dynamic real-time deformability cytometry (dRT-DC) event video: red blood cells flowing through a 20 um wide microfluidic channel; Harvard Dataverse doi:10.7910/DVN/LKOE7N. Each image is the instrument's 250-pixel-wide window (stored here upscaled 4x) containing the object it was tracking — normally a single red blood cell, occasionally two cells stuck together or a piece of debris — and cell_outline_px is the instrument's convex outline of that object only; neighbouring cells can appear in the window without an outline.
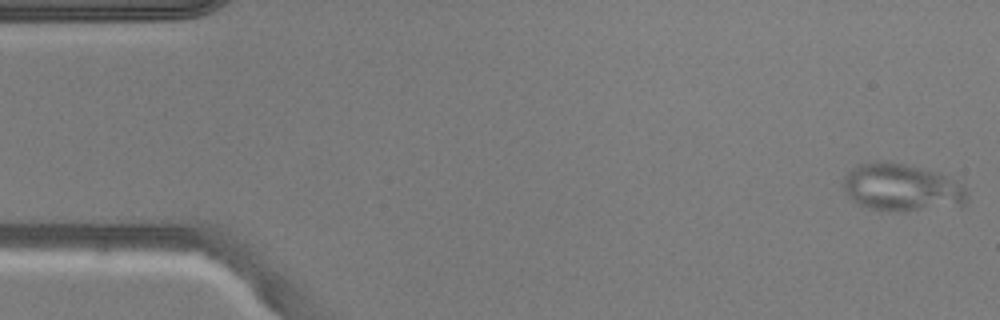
{"species": "common noctule bat (a hibernating species)", "species_latin": "Nyctalus noctula", "temperature_condition": "warm", "stored_images_in_passage": 51, "camera_frame_rate_fps": 3000, "um_per_image_px": 0.085, "animal": {"sex": "male", "body_mass_g": 20.5, "forearm_length_mm": 52.5}, "frame": {"image": 1, "passage_image": 1, "time_ms": 0.0, "image_size_px": [1000, 320], "cell_outline_px": [[968, 200], [960, 208], [900, 212], [872, 208], [860, 204], [852, 200], [844, 192], [840, 184], [844, 176], [856, 164], [888, 160], [940, 172], [960, 184], [968, 192]], "centroid_in_image_um": [76.68, 15.95], "position_along_channel_um": 8.3, "area_um2": 35.26}}
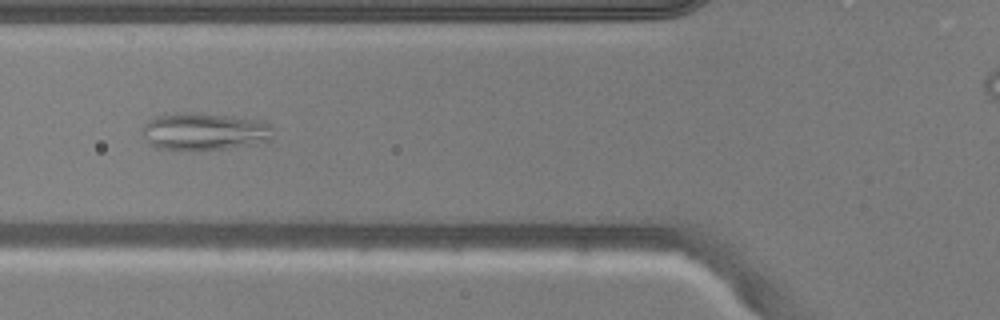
{"frame": {"image": 2, "passage_image": 18, "time_ms": 5.667, "image_size_px": [1000, 320], "cell_outline_px": [[272, 140], [252, 144], [224, 148], [156, 148], [148, 144], [140, 128], [148, 120], [156, 116], [192, 112], [264, 120], [272, 128]], "centroid_in_image_um": [17.37, 11.15], "position_along_channel_um": 108.4, "area_um2": 27.92}}
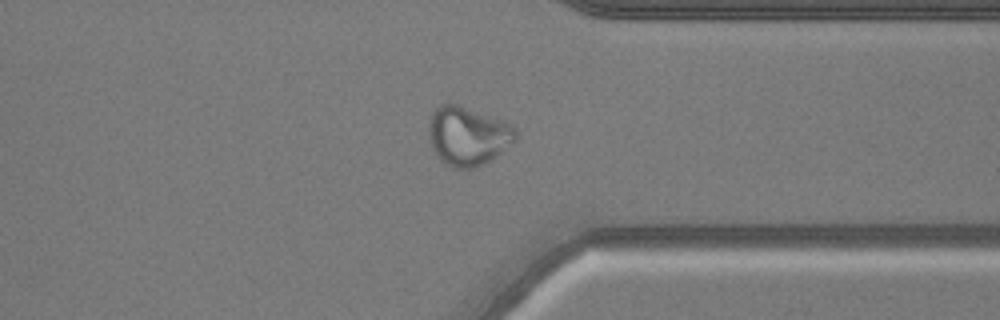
{"frame": {"image": 3, "passage_image": 38, "time_ms": 12.333, "image_size_px": [1000, 320], "cell_outline_px": [[516, 140], [488, 160], [472, 168], [452, 168], [440, 160], [436, 156], [428, 144], [428, 124], [432, 112], [440, 104], [456, 104], [508, 124], [516, 132]], "centroid_in_image_um": [39.65, 11.57], "position_along_channel_um": 371.8, "area_um2": 29.13}}